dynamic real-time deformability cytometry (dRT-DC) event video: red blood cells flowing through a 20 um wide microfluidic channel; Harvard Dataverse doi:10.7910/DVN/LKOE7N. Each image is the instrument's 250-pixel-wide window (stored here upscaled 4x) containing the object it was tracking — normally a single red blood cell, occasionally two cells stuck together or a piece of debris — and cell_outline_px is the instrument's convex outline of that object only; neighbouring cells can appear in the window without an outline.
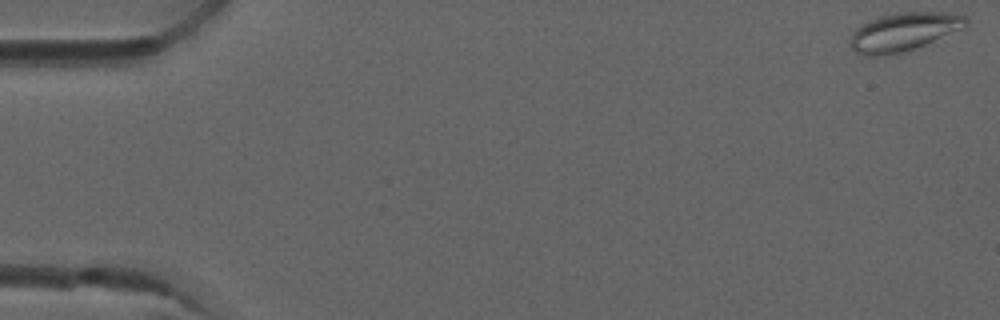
{"species": "common noctule bat (a hibernating species)", "species_latin": "Nyctalus noctula", "temperature_condition": "room temperature", "stored_images_in_passage": 7, "camera_frame_rate_fps": 3000, "um_per_image_px": 0.085, "animal": {"sex": "male", "forearm_length_mm": 52.5}, "frame": {"image": 1, "passage_image": 1, "time_ms": 0.0, "image_size_px": [1000, 320], "cell_outline_px": [[968, 24], [964, 28], [916, 48], [884, 56], [864, 56], [856, 52], [852, 48], [852, 32], [860, 24], [868, 20], [880, 16], [896, 12], [952, 12], [964, 16], [968, 20]], "centroid_in_image_um": [76.83, 2.69], "position_along_channel_um": 8.2, "area_um2": 25.95}}
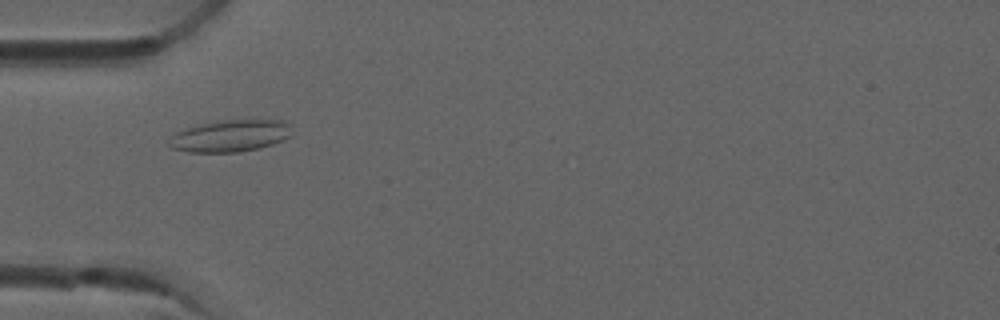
{"frame": {"image": 2, "passage_image": 5, "time_ms": 1.333, "image_size_px": [1000, 320], "cell_outline_px": [[292, 136], [284, 140], [260, 148], [240, 152], [188, 152], [172, 148], [168, 144], [172, 136], [176, 132], [184, 128], [224, 120], [252, 116], [284, 120], [288, 124]], "centroid_in_image_um": [19.66, 11.5], "position_along_channel_um": 65.3, "area_um2": 23.58}}
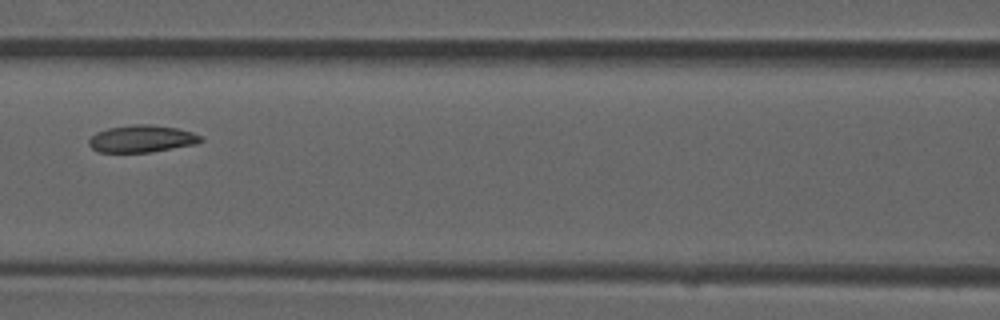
{"frame": {"image": 3, "passage_image": 7, "time_ms": 2.0, "image_size_px": [1000, 320], "cell_outline_px": [[204, 140], [196, 144], [152, 152], [96, 152], [88, 144], [88, 140], [96, 132], [108, 128], [132, 124], [148, 124], [176, 128], [192, 132], [200, 136]], "centroid_in_image_um": [12.03, 11.8], "position_along_channel_um": 154.6, "area_um2": 17.74}}